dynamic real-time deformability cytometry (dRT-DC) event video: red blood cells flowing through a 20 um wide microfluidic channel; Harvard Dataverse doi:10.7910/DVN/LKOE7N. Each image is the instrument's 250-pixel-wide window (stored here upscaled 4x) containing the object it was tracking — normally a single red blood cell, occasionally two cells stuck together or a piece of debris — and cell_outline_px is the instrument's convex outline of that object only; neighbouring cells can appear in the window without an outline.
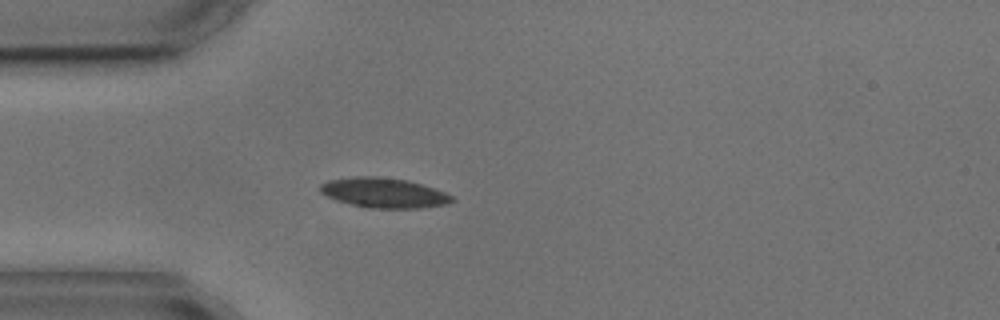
{"species": "common noctule bat (a hibernating species)", "species_latin": "Nyctalus noctula", "temperature_condition": "cold", "stored_images_in_passage": 3, "camera_frame_rate_fps": 3000, "um_per_image_px": 0.085, "animal": {"sex": "male", "body_mass_g": 17.9, "forearm_length_mm": 54.2}, "frame": {"image": 1, "passage_image": 3, "time_ms": 2.333, "image_size_px": [1000, 320], "cell_outline_px": [[456, 200], [448, 204], [420, 208], [368, 208], [336, 200], [320, 192], [320, 184], [328, 180], [356, 176], [376, 176], [408, 180], [444, 192], [452, 196]], "centroid_in_image_um": [32.63, 16.39], "position_along_channel_um": 52.4, "area_um2": 22.89}}